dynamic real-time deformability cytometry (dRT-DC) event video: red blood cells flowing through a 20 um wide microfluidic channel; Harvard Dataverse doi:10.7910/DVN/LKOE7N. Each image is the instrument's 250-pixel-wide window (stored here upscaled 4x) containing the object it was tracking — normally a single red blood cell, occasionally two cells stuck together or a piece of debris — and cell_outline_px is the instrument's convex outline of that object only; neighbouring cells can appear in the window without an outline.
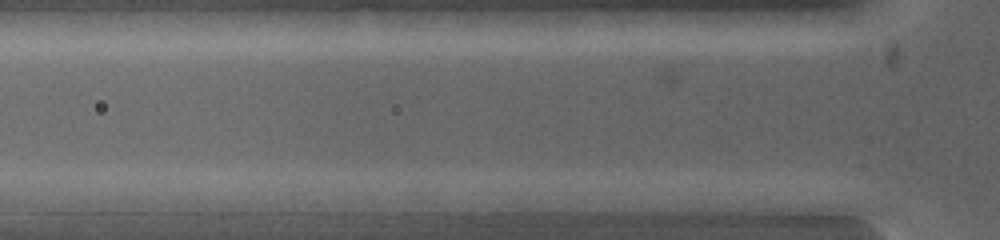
{"species": "common noctule bat (a hibernating species)", "species_latin": "Nyctalus noctula", "temperature_condition": "warm", "stored_images_in_passage": 3, "camera_frame_rate_fps": 5000, "um_per_image_px": 0.085, "animal": {"sex": "female", "body_mass_g": 19.0, "forearm_length_mm": 53.3}, "frame": {"image": 1, "passage_image": 3, "time_ms": 1.2, "image_size_px": [1000, 240], "cell_outline_px": [[584, 200], [576, 212], [500, 212], [492, 200], [504, 192], [564, 192]], "centroid_in_image_um": [45.67, 17.19], "position_along_channel_um": 80.1, "area_um2": 11.68}}